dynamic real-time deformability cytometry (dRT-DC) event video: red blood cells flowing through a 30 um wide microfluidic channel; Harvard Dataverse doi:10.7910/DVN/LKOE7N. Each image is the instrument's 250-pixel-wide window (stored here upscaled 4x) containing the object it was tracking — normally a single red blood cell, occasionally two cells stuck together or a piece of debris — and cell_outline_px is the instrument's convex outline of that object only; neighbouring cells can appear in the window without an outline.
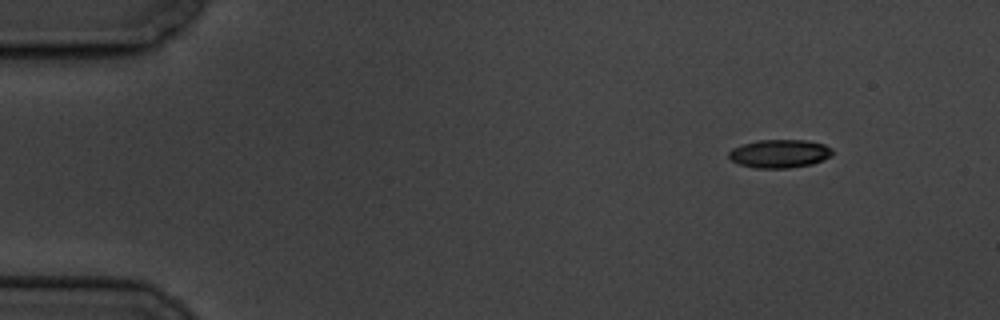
{"species": "common noctule bat (a hibernating species)", "species_latin": "Nyctalus noctula", "temperature_condition": "cold", "stored_images_in_passage": 6, "segment_of_instrument_passage": [2, 2], "camera_frame_rate_fps": 3000, "um_per_image_px": 0.085, "animal": {"sex": "male", "body_mass_g": 19.5, "forearm_length_mm": 54.6}, "frame": {"image": 1, "passage_image": 6, "time_ms": 6.667, "image_size_px": [1000, 320], "cell_outline_px": [[832, 156], [824, 160], [812, 164], [788, 168], [756, 168], [740, 164], [732, 160], [728, 156], [728, 152], [732, 148], [744, 144], [760, 140], [804, 140], [824, 144], [832, 148]], "centroid_in_image_um": [66.29, 13.06], "position_along_channel_um": 18.7, "area_um2": 17.05}}